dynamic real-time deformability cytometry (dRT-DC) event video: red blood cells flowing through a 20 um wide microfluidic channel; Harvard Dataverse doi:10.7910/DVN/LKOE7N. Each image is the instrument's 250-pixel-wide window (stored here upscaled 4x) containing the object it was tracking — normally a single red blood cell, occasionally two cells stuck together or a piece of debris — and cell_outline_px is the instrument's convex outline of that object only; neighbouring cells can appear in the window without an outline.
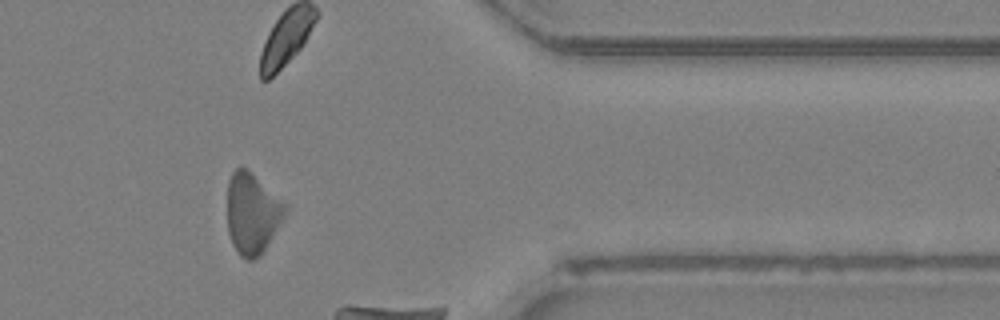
{"species": "Egyptian fruit bat (a non-hibernating species)", "species_latin": "Rousettus aegyptiacus", "temperature_condition": "room temperature", "stored_images_in_passage": 47, "camera_frame_rate_fps": 3000, "um_per_image_px": 0.085, "animal": {"sex": "female"}, "frame": {"image": 1, "passage_image": 38, "time_ms": 12.333, "image_size_px": [1000, 320], "cell_outline_px": [[288, 208], [284, 216], [260, 256], [252, 260], [248, 260], [240, 256], [236, 252], [232, 244], [228, 232], [228, 180], [232, 172], [240, 164], [248, 168], [284, 200], [288, 204]], "centroid_in_image_um": [21.44, 18.08], "position_along_channel_um": 390.0, "area_um2": 27.69}}
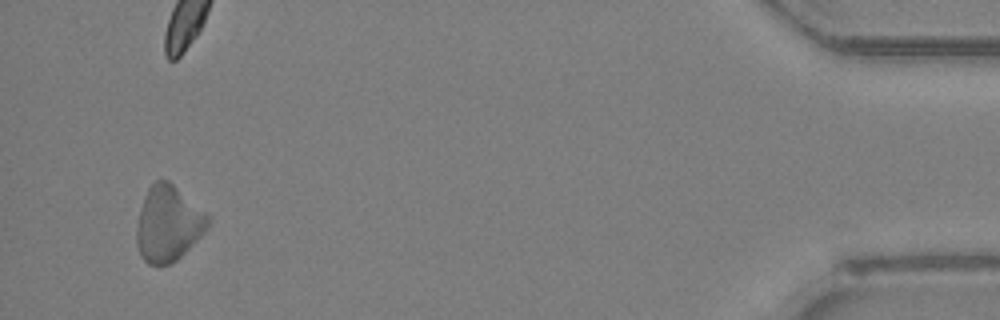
{"frame": {"image": 2, "passage_image": 45, "time_ms": 14.667, "image_size_px": [1000, 320], "cell_outline_px": [[212, 220], [208, 228], [176, 260], [168, 264], [148, 264], [140, 256], [136, 244], [136, 228], [140, 208], [144, 196], [148, 188], [156, 180], [168, 180], [208, 212]], "centroid_in_image_um": [14.31, 18.99], "position_along_channel_um": 420.9, "area_um2": 31.62}, "authors_computed_cell_mechanics": {"area_um2": 26.0678, "velocity_mm_per_s": 3.4861, "shape_relaxation_time_tau1_ms": 1.3653, "shape_relaxation_time_tau2_ms": null, "deformation_change_tau1": 0.1664, "deformation_change_tau2": null}}